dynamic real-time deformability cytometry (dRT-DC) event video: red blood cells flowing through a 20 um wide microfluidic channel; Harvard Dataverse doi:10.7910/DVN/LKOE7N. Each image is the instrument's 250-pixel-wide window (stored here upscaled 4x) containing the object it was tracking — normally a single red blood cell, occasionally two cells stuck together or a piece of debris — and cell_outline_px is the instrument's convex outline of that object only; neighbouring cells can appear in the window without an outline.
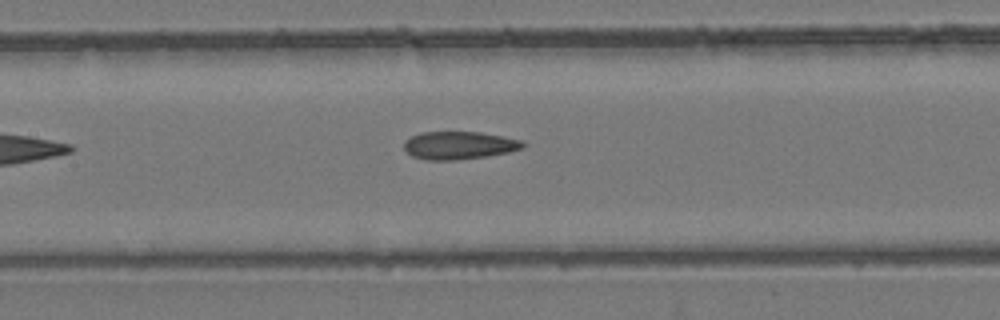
{"species": "common noctule bat (a hibernating species)", "species_latin": "Nyctalus noctula", "temperature_condition": "room temperature", "stored_images_in_passage": 7, "camera_frame_rate_fps": 3000, "um_per_image_px": 0.085, "animal": {"sex": "female", "body_mass_g": 24.6, "forearm_length_mm": 56.2}, "frame": {"image": 1, "passage_image": 7, "time_ms": 7.0, "image_size_px": [1000, 320], "cell_outline_px": [[528, 144], [524, 148], [508, 152], [484, 156], [456, 160], [428, 160], [412, 156], [404, 148], [404, 140], [420, 132], [480, 132], [524, 140]], "centroid_in_image_um": [39.05, 12.35], "position_along_channel_um": 168.3, "area_um2": 19.36}}